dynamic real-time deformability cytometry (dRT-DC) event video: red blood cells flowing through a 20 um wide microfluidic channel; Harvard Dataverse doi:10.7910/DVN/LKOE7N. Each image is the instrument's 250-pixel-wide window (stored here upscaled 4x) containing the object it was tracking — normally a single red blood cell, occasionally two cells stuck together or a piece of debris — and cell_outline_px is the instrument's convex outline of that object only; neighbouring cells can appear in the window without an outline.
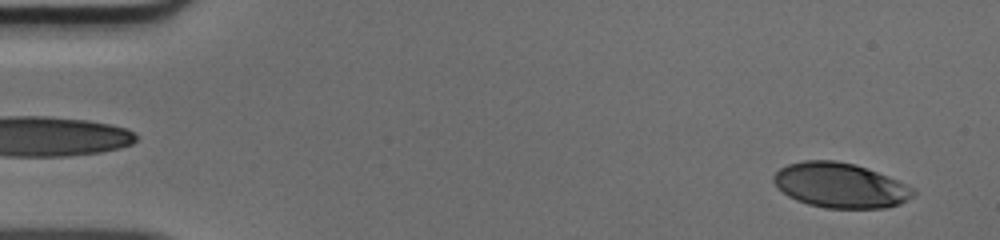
{"species": "human", "species_latin": "Homo sapiens", "temperature_condition": "cold", "stored_images_in_passage": 49, "camera_frame_rate_fps": 3000, "um_per_image_px": 0.085, "donor": {"sex": "male"}, "frame": {"image": 1, "passage_image": 2, "time_ms": 0.333, "image_size_px": [1000, 240], "cell_outline_px": [[916, 192], [908, 200], [900, 204], [884, 208], [824, 208], [808, 204], [796, 200], [788, 196], [772, 180], [772, 176], [780, 168], [788, 164], [804, 160], [836, 160], [856, 164], [888, 176], [912, 188]], "centroid_in_image_um": [71.41, 15.75], "position_along_channel_um": 13.6, "area_um2": 36.47}}
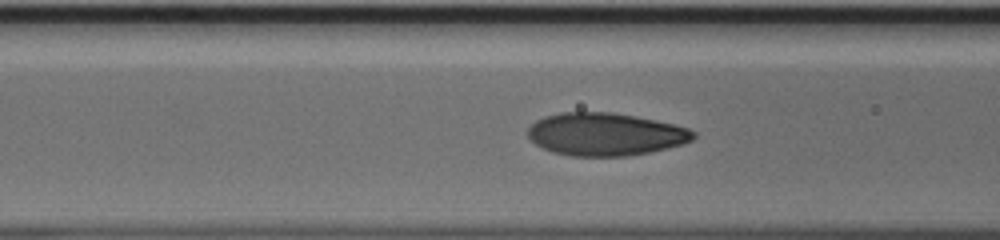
{"frame": {"image": 2, "passage_image": 19, "time_ms": 6.0, "image_size_px": [1000, 240], "cell_outline_px": [[696, 136], [692, 140], [668, 148], [628, 156], [572, 156], [552, 152], [536, 144], [528, 136], [528, 128], [536, 120], [544, 116], [560, 112], [612, 112], [636, 116], [656, 120], [688, 128], [696, 132]], "centroid_in_image_um": [51.45, 11.4], "position_along_channel_um": 115.2, "area_um2": 41.21}}
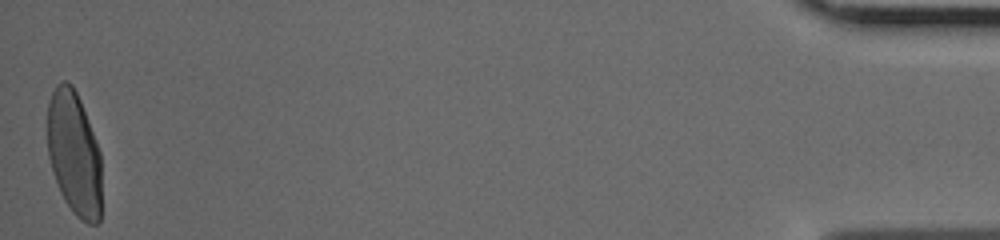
{"frame": {"image": 3, "passage_image": 49, "time_ms": 16.0, "image_size_px": [1000, 240], "cell_outline_px": [[100, 220], [96, 224], [88, 224], [80, 220], [72, 212], [64, 200], [60, 192], [48, 156], [48, 100], [56, 84], [64, 80], [68, 80], [72, 84], [80, 100], [96, 140], [100, 152]], "centroid_in_image_um": [6.3, 13.04], "position_along_channel_um": 428.9, "area_um2": 39.19}}